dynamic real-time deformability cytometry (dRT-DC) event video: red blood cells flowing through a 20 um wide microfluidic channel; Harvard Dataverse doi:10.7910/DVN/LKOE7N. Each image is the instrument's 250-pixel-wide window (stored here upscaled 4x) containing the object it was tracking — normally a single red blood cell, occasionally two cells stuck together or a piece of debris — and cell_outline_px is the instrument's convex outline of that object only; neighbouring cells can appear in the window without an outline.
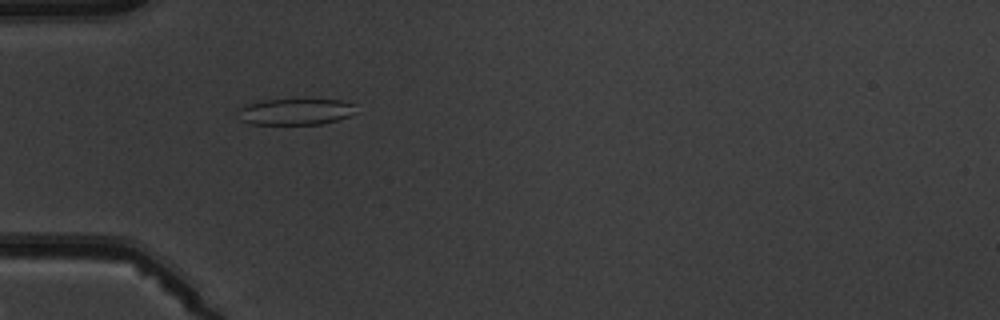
{"species": "common noctule bat (a hibernating species)", "species_latin": "Nyctalus noctula", "temperature_condition": "warm", "stored_images_in_passage": 5, "camera_frame_rate_fps": 3000, "um_per_image_px": 0.085, "animal": {"sex": "male", "body_mass_g": 19.5, "forearm_length_mm": 54.6}, "frame": {"image": 1, "passage_image": 5, "time_ms": 4.667, "image_size_px": [1000, 320], "cell_outline_px": [[356, 112], [348, 116], [336, 120], [320, 124], [248, 124], [240, 120], [240, 108], [248, 104], [264, 100], [344, 100], [356, 104]], "centroid_in_image_um": [25.16, 9.5], "position_along_channel_um": 59.8, "area_um2": 17.92}}